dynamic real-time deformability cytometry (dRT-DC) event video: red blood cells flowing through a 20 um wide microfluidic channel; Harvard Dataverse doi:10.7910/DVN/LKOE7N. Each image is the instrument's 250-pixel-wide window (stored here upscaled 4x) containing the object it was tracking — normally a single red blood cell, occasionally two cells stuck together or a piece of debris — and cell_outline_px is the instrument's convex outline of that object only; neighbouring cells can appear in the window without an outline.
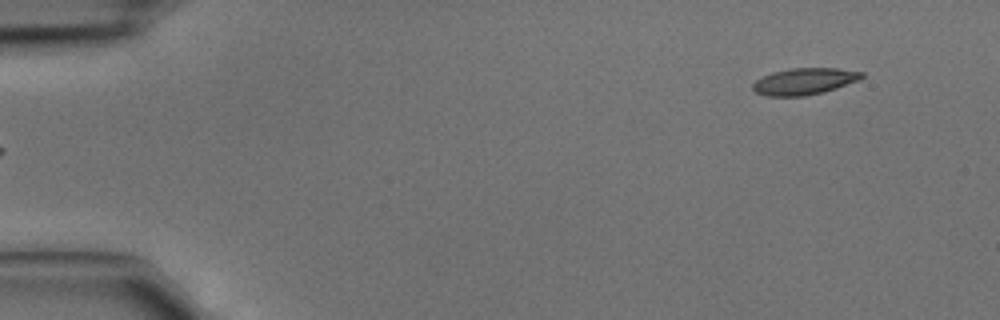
{"species": "common noctule bat (a hibernating species)", "species_latin": "Nyctalus noctula", "temperature_condition": "cold", "stored_images_in_passage": 4, "camera_frame_rate_fps": 3000, "um_per_image_px": 0.085, "animal": {"sex": "male", "body_mass_g": 15.6}, "frame": {"image": 1, "passage_image": 1, "time_ms": 0.0, "image_size_px": [1000, 320], "cell_outline_px": [[864, 76], [860, 80], [824, 92], [804, 96], [768, 96], [756, 92], [752, 88], [752, 84], [756, 80], [772, 72], [792, 68], [836, 68], [864, 72]], "centroid_in_image_um": [68.39, 6.91], "position_along_channel_um": 16.6, "area_um2": 16.88}}
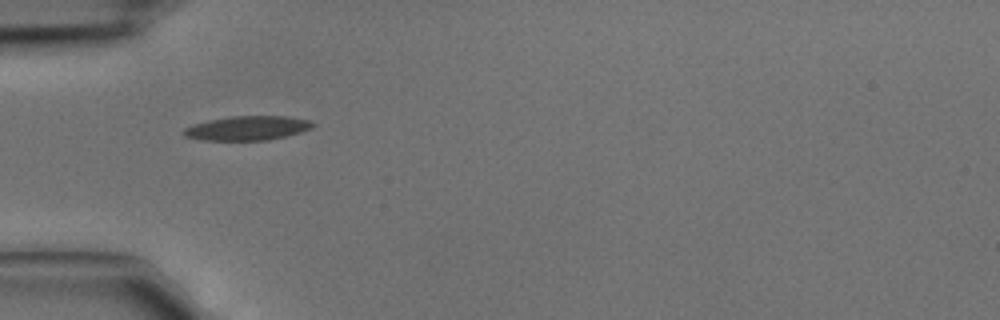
{"frame": {"image": 2, "passage_image": 4, "time_ms": 1.0, "image_size_px": [1000, 320], "cell_outline_px": [[316, 124], [312, 128], [300, 132], [268, 140], [204, 140], [184, 136], [180, 132], [184, 128], [192, 124], [208, 120], [232, 116], [288, 116], [308, 120]], "centroid_in_image_um": [20.99, 10.88], "position_along_channel_um": 64.0, "area_um2": 18.26}}